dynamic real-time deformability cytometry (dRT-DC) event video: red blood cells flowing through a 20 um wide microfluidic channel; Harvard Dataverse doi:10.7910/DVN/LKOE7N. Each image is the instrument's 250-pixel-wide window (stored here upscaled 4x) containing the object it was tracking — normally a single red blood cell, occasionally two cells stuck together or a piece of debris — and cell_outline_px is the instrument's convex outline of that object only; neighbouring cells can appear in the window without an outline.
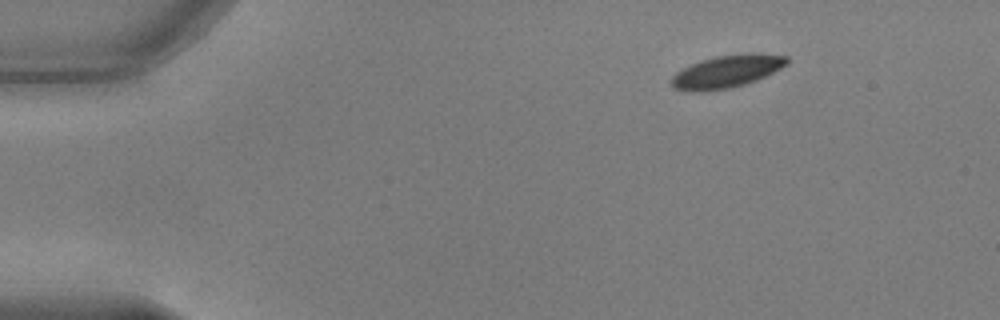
{"species": "common noctule bat (a hibernating species)", "species_latin": "Nyctalus noctula", "temperature_condition": "warm", "stored_images_in_passage": 47, "camera_frame_rate_fps": 3000, "um_per_image_px": 0.085, "animal": {"sex": "male", "body_mass_g": 17.9, "forearm_length_mm": 54.2}, "frame": {"image": 1, "passage_image": 1, "time_ms": 0.0, "image_size_px": [1000, 320], "cell_outline_px": [[788, 64], [756, 80], [744, 84], [728, 88], [704, 92], [688, 92], [672, 88], [668, 84], [668, 80], [676, 72], [692, 64], [716, 56], [748, 52], [752, 52], [788, 56]], "centroid_in_image_um": [61.72, 6.08], "position_along_channel_um": 23.3, "area_um2": 22.14}}
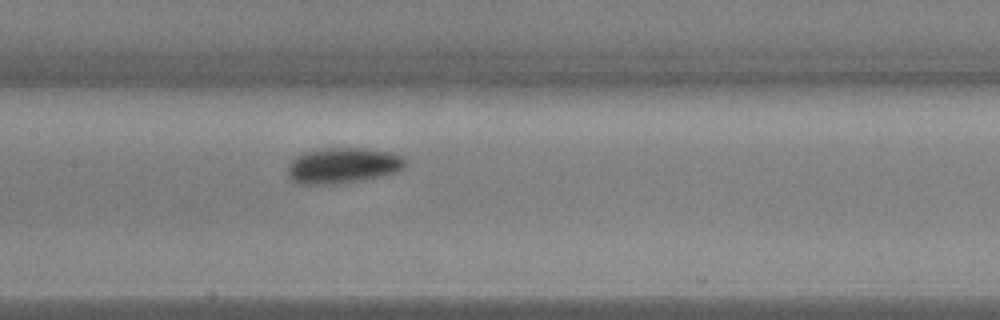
{"frame": {"image": 2, "passage_image": 20, "time_ms": 6.333, "image_size_px": [1000, 320], "cell_outline_px": [[408, 164], [400, 172], [364, 180], [336, 184], [296, 184], [288, 176], [288, 168], [292, 160], [296, 156], [304, 152], [324, 148], [360, 148], [392, 152], [400, 156]], "centroid_in_image_um": [29.17, 14.08], "position_along_channel_um": 178.2, "area_um2": 24.68}}
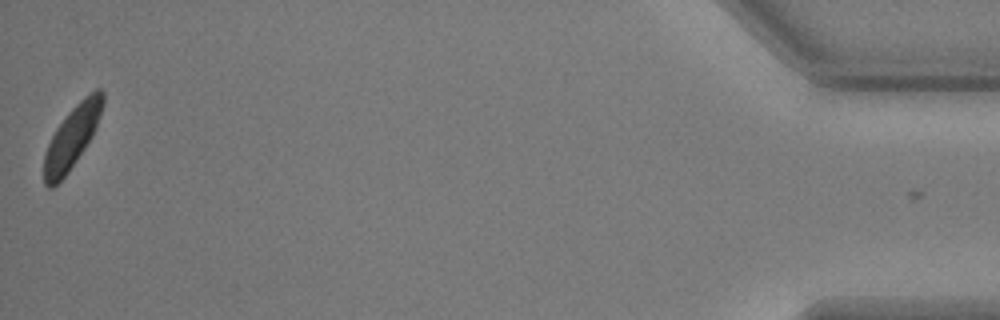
{"frame": {"image": 3, "passage_image": 47, "time_ms": 15.333, "image_size_px": [1000, 320], "cell_outline_px": [[104, 104], [96, 128], [92, 136], [68, 172], [52, 188], [48, 188], [44, 184], [44, 156], [48, 144], [56, 128], [68, 112], [84, 96], [96, 88], [100, 88], [104, 92]], "centroid_in_image_um": [6.14, 11.62], "position_along_channel_um": 429.1, "area_um2": 21.1}, "authors_computed_cell_mechanics": {"area_um2": 22.4842, "velocity_mm_per_s": 3.7786, "shape_relaxation_time_tau1_ms": 3.9294, "shape_relaxation_time_tau2_ms": null, "deformation_change_tau1": 0.1533, "deformation_change_tau2": null}}